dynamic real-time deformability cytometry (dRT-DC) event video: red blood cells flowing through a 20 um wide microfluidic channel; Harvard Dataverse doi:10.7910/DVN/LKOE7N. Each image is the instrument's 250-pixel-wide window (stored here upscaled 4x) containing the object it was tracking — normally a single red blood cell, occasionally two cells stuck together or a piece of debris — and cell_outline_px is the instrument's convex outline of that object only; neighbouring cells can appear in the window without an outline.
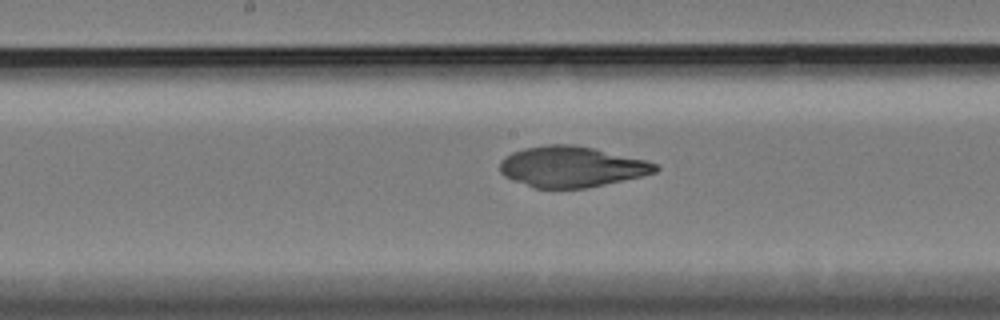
{"species": "Egyptian fruit bat (a non-hibernating species)", "species_latin": "Rousettus aegyptiacus", "temperature_condition": "cold", "stored_images_in_passage": 58, "camera_frame_rate_fps": 3000, "um_per_image_px": 0.085, "animal": {"sex": "female"}, "frame": {"image": 1, "passage_image": 30, "time_ms": 9.667, "image_size_px": [1000, 320], "cell_outline_px": [[660, 168], [656, 172], [640, 176], [588, 188], [536, 188], [512, 180], [504, 176], [500, 172], [500, 160], [512, 152], [524, 148], [548, 144], [572, 144], [592, 148], [644, 160], [656, 164]], "centroid_in_image_um": [48.54, 14.17], "position_along_channel_um": 199.7, "area_um2": 36.65}}
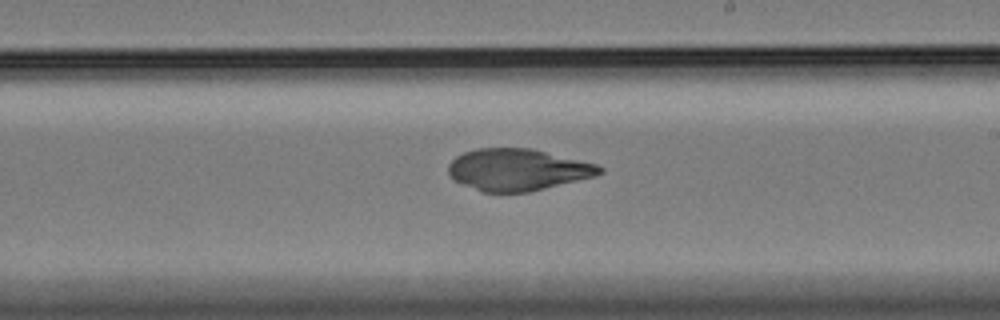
{"frame": {"image": 2, "passage_image": 34, "time_ms": 11.0, "image_size_px": [1000, 320], "cell_outline_px": [[604, 172], [596, 176], [528, 192], [484, 192], [464, 184], [456, 180], [448, 172], [448, 164], [456, 156], [464, 152], [476, 148], [532, 148], [596, 164], [604, 168]], "centroid_in_image_um": [44.02, 14.41], "position_along_channel_um": 245.0, "area_um2": 36.59}}